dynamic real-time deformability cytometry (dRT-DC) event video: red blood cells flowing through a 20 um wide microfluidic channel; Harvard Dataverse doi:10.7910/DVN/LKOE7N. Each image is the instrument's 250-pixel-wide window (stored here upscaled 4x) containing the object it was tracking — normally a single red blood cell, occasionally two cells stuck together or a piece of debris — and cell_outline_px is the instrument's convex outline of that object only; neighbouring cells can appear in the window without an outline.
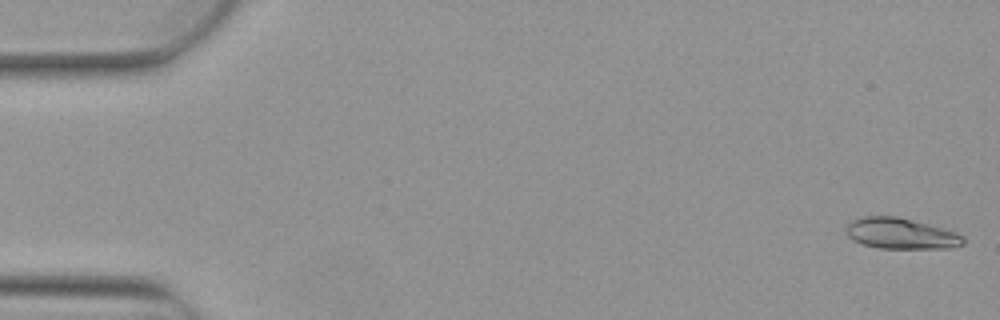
{"species": "Egyptian fruit bat (a non-hibernating species)", "species_latin": "Rousettus aegyptiacus", "temperature_condition": "warm", "stored_images_in_passage": 4, "camera_frame_rate_fps": 3000, "um_per_image_px": 0.085, "animal": {"sex": "female"}, "frame": {"image": 1, "passage_image": 1, "time_ms": 0.0, "image_size_px": [1000, 320], "cell_outline_px": [[964, 244], [952, 248], [880, 248], [864, 244], [852, 240], [844, 232], [844, 228], [852, 220], [860, 216], [896, 216], [944, 228], [956, 232], [964, 236]], "centroid_in_image_um": [76.56, 19.84], "position_along_channel_um": 8.4, "area_um2": 21.21}}